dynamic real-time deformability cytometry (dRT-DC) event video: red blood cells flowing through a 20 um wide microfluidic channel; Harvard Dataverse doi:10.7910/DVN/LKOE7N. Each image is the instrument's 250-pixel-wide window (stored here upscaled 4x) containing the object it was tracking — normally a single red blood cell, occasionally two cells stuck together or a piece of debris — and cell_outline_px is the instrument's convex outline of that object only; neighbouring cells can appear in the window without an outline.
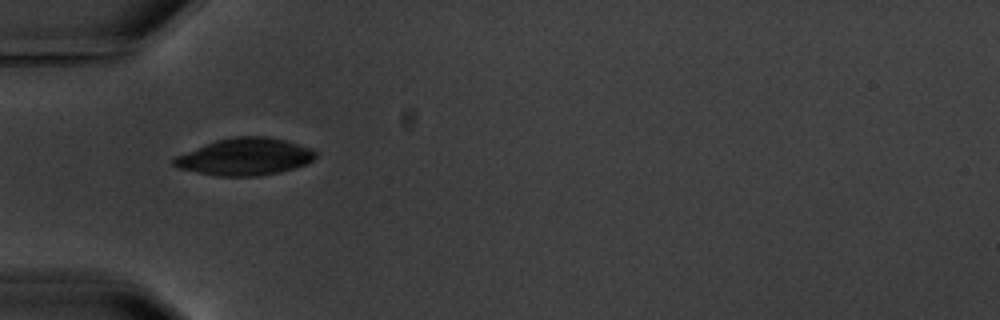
{"species": "common noctule bat (a hibernating species)", "species_latin": "Nyctalus noctula", "temperature_condition": "warm", "stored_images_in_passage": 3, "camera_frame_rate_fps": 3000, "um_per_image_px": 0.085, "animal": {"sex": "male", "body_mass_g": 20.1, "forearm_length_mm": 53.5}, "frame": {"image": 1, "passage_image": 3, "time_ms": 3.667, "image_size_px": [1000, 320], "cell_outline_px": [[316, 156], [312, 160], [304, 164], [280, 172], [256, 176], [216, 176], [180, 168], [172, 164], [172, 160], [176, 156], [216, 140], [232, 136], [268, 136], [284, 140], [312, 148], [316, 152]], "centroid_in_image_um": [20.82, 13.31], "position_along_channel_um": 64.2, "area_um2": 30.35}}